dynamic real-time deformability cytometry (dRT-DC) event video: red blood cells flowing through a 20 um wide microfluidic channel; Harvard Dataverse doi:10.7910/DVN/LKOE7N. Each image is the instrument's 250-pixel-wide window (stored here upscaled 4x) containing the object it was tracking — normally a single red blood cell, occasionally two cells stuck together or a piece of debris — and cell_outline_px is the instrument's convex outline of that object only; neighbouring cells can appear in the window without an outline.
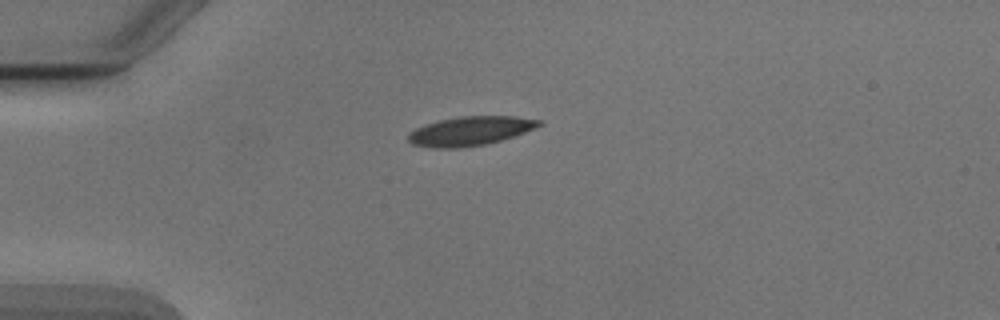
{"species": "Egyptian fruit bat (a non-hibernating species)", "species_latin": "Rousettus aegyptiacus", "temperature_condition": "cold", "stored_images_in_passage": 4, "camera_frame_rate_fps": 3000, "um_per_image_px": 0.085, "animal": {"sex": "male"}, "frame": {"image": 1, "passage_image": 4, "time_ms": 3.667, "image_size_px": [1000, 320], "cell_outline_px": [[544, 124], [524, 132], [500, 140], [484, 144], [460, 148], [432, 148], [412, 144], [408, 140], [408, 136], [416, 128], [440, 120], [460, 116], [512, 116], [540, 120]], "centroid_in_image_um": [39.96, 11.13], "position_along_channel_um": 45.0, "area_um2": 21.79}}